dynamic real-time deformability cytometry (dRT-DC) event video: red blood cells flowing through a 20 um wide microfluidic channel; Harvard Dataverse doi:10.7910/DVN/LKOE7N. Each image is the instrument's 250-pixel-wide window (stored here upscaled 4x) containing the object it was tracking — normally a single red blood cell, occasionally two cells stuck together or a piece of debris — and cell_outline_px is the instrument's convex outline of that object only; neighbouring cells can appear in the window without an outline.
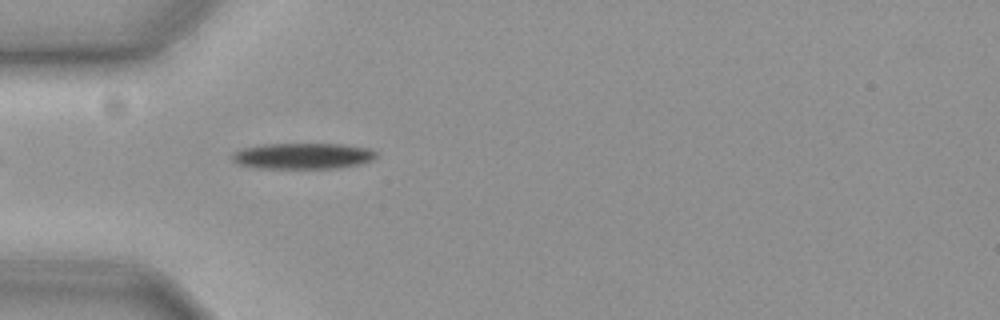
{"species": "common noctule bat (a hibernating species)", "species_latin": "Nyctalus noctula", "temperature_condition": "cold", "stored_images_in_passage": 5, "camera_frame_rate_fps": 3000, "um_per_image_px": 0.085, "animal": {"sex": "female", "body_mass_g": 19.3, "forearm_length_mm": 54.1}, "frame": {"image": 1, "passage_image": 1, "time_ms": 0.0, "image_size_px": [1000, 320], "cell_outline_px": [[376, 156], [372, 160], [360, 164], [340, 168], [256, 168], [236, 164], [232, 160], [232, 156], [236, 152], [244, 148], [264, 144], [340, 144], [368, 148], [376, 152]], "centroid_in_image_um": [25.74, 13.26], "position_along_channel_um": 59.3, "area_um2": 21.73}}
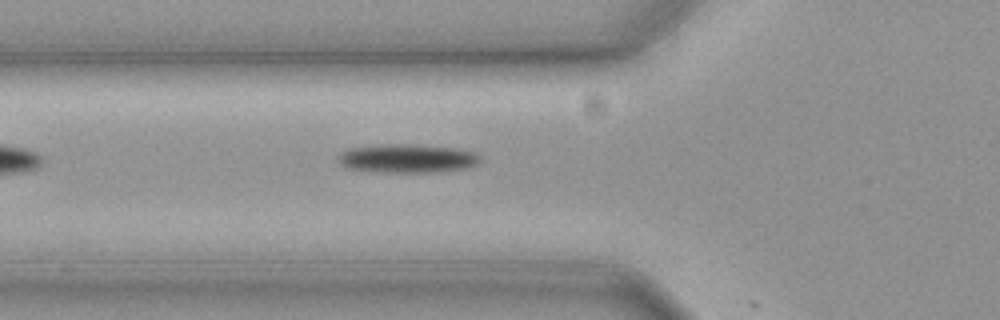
{"frame": {"image": 2, "passage_image": 4, "time_ms": 1.0, "image_size_px": [1000, 320], "cell_outline_px": [[480, 160], [476, 164], [468, 168], [432, 172], [388, 172], [348, 168], [340, 164], [340, 152], [348, 148], [380, 144], [412, 144], [456, 148], [476, 152], [480, 156]], "centroid_in_image_um": [34.65, 13.45], "position_along_channel_um": 91.2, "area_um2": 23.64}}